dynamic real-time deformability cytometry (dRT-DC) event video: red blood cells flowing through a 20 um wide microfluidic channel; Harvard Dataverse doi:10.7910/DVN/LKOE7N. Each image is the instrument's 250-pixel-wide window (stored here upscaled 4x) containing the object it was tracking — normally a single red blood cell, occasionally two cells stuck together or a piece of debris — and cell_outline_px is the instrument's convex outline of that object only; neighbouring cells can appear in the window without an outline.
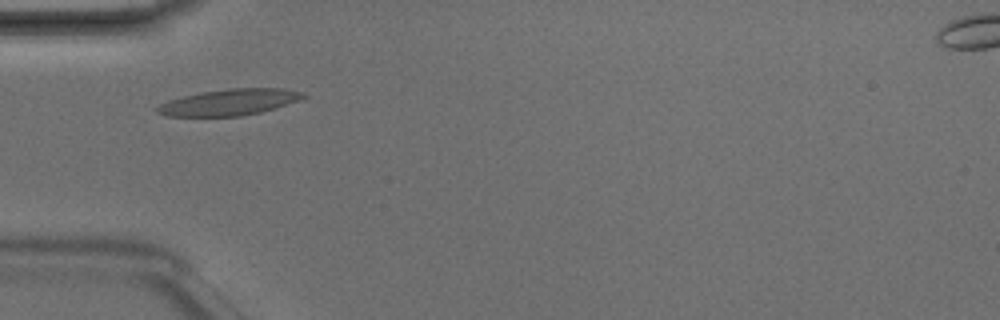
{"species": "Egyptian fruit bat (a non-hibernating species)", "species_latin": "Rousettus aegyptiacus", "temperature_condition": "room temperature", "stored_images_in_passage": 1, "camera_frame_rate_fps": 3000, "um_per_image_px": 0.085, "animal": {"sex": "male"}, "frame": {"image": 1, "passage_image": 1, "time_ms": 0.0, "image_size_px": [1000, 320], "cell_outline_px": [[308, 96], [304, 100], [260, 112], [240, 116], [168, 116], [156, 112], [156, 108], [160, 104], [168, 100], [200, 92], [232, 88], [280, 88], [304, 92]], "centroid_in_image_um": [19.56, 8.68], "position_along_channel_um": 65.4, "area_um2": 22.43}}